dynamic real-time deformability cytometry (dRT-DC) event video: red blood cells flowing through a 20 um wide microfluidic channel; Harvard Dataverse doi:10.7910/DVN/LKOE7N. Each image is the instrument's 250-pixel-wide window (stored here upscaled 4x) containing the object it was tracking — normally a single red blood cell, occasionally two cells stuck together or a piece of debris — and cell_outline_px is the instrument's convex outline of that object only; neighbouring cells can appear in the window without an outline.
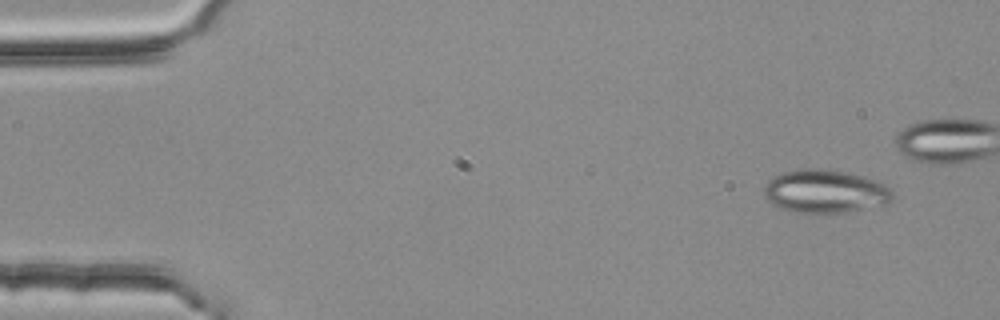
{"species": "common noctule bat (a hibernating species)", "species_latin": "Nyctalus noctula", "temperature_condition": "room temperature", "stored_images_in_passage": 5, "camera_frame_rate_fps": 3000, "um_per_image_px": 0.085, "animal": {"sex": "female", "body_mass_g": 25.1}, "frame": {"image": 1, "passage_image": 1, "time_ms": 0.0, "image_size_px": [1000, 320], "cell_outline_px": [[892, 200], [884, 208], [844, 212], [800, 212], [784, 208], [772, 204], [764, 196], [764, 184], [772, 176], [780, 172], [800, 168], [820, 168], [848, 172], [864, 176], [876, 180], [884, 184], [892, 192]], "centroid_in_image_um": [70.18, 16.25], "position_along_channel_um": 14.8, "area_um2": 32.95}}